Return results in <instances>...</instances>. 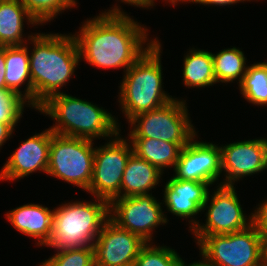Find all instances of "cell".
<instances>
[{
    "mask_svg": "<svg viewBox=\"0 0 267 266\" xmlns=\"http://www.w3.org/2000/svg\"><path fill=\"white\" fill-rule=\"evenodd\" d=\"M117 5H112L92 19L87 18L73 35L80 60L98 69L122 68L125 73L156 39L150 40L147 27Z\"/></svg>",
    "mask_w": 267,
    "mask_h": 266,
    "instance_id": "6da1fadb",
    "label": "cell"
},
{
    "mask_svg": "<svg viewBox=\"0 0 267 266\" xmlns=\"http://www.w3.org/2000/svg\"><path fill=\"white\" fill-rule=\"evenodd\" d=\"M30 75L33 87V109L51 96L61 93L77 69L80 53L73 34L36 33L28 44ZM30 50H32L30 52Z\"/></svg>",
    "mask_w": 267,
    "mask_h": 266,
    "instance_id": "7a4b0ae2",
    "label": "cell"
},
{
    "mask_svg": "<svg viewBox=\"0 0 267 266\" xmlns=\"http://www.w3.org/2000/svg\"><path fill=\"white\" fill-rule=\"evenodd\" d=\"M52 118L53 133L96 140H109L121 131L118 118L90 101H85L64 92L51 96L38 109Z\"/></svg>",
    "mask_w": 267,
    "mask_h": 266,
    "instance_id": "3957f363",
    "label": "cell"
},
{
    "mask_svg": "<svg viewBox=\"0 0 267 266\" xmlns=\"http://www.w3.org/2000/svg\"><path fill=\"white\" fill-rule=\"evenodd\" d=\"M157 38L124 73L119 84L118 102L127 122L137 114L160 108L176 98L163 89V50Z\"/></svg>",
    "mask_w": 267,
    "mask_h": 266,
    "instance_id": "277c9868",
    "label": "cell"
},
{
    "mask_svg": "<svg viewBox=\"0 0 267 266\" xmlns=\"http://www.w3.org/2000/svg\"><path fill=\"white\" fill-rule=\"evenodd\" d=\"M93 199V202H64L53 208L52 233L45 246L56 251L93 247L103 225L110 218L109 202L102 198Z\"/></svg>",
    "mask_w": 267,
    "mask_h": 266,
    "instance_id": "5b68a950",
    "label": "cell"
},
{
    "mask_svg": "<svg viewBox=\"0 0 267 266\" xmlns=\"http://www.w3.org/2000/svg\"><path fill=\"white\" fill-rule=\"evenodd\" d=\"M194 238L208 266H267L266 242L253 224L233 233Z\"/></svg>",
    "mask_w": 267,
    "mask_h": 266,
    "instance_id": "8992f818",
    "label": "cell"
},
{
    "mask_svg": "<svg viewBox=\"0 0 267 266\" xmlns=\"http://www.w3.org/2000/svg\"><path fill=\"white\" fill-rule=\"evenodd\" d=\"M187 102L174 98L166 105L142 112L128 123L130 132L127 138H151L171 143H189L198 133L188 113Z\"/></svg>",
    "mask_w": 267,
    "mask_h": 266,
    "instance_id": "52a82bcc",
    "label": "cell"
},
{
    "mask_svg": "<svg viewBox=\"0 0 267 266\" xmlns=\"http://www.w3.org/2000/svg\"><path fill=\"white\" fill-rule=\"evenodd\" d=\"M94 144L92 140L51 131L47 174L87 191L94 166Z\"/></svg>",
    "mask_w": 267,
    "mask_h": 266,
    "instance_id": "ba28073f",
    "label": "cell"
},
{
    "mask_svg": "<svg viewBox=\"0 0 267 266\" xmlns=\"http://www.w3.org/2000/svg\"><path fill=\"white\" fill-rule=\"evenodd\" d=\"M120 133L121 131L104 145L95 146L92 178L86 191L92 197L105 199L109 203L114 198L121 197L123 173L127 160L133 153L130 140Z\"/></svg>",
    "mask_w": 267,
    "mask_h": 266,
    "instance_id": "9c48e42d",
    "label": "cell"
},
{
    "mask_svg": "<svg viewBox=\"0 0 267 266\" xmlns=\"http://www.w3.org/2000/svg\"><path fill=\"white\" fill-rule=\"evenodd\" d=\"M216 188L212 195L209 191L202 209V212L206 210L205 224L199 222L192 231L193 236L233 233L252 224V214L246 216L244 213L236 188L232 185L221 184H218Z\"/></svg>",
    "mask_w": 267,
    "mask_h": 266,
    "instance_id": "30bf717a",
    "label": "cell"
},
{
    "mask_svg": "<svg viewBox=\"0 0 267 266\" xmlns=\"http://www.w3.org/2000/svg\"><path fill=\"white\" fill-rule=\"evenodd\" d=\"M162 205L152 193L114 198L109 203V216L120 228L140 236L147 243L153 242L155 228L169 221Z\"/></svg>",
    "mask_w": 267,
    "mask_h": 266,
    "instance_id": "8fae6325",
    "label": "cell"
},
{
    "mask_svg": "<svg viewBox=\"0 0 267 266\" xmlns=\"http://www.w3.org/2000/svg\"><path fill=\"white\" fill-rule=\"evenodd\" d=\"M221 185H232L242 178L267 170V138L260 137L221 145ZM226 172V173H225Z\"/></svg>",
    "mask_w": 267,
    "mask_h": 266,
    "instance_id": "7c38bea8",
    "label": "cell"
},
{
    "mask_svg": "<svg viewBox=\"0 0 267 266\" xmlns=\"http://www.w3.org/2000/svg\"><path fill=\"white\" fill-rule=\"evenodd\" d=\"M196 134L185 145L174 168L173 177L209 183L218 182L221 171V148L213 142L197 141ZM196 137V138H195Z\"/></svg>",
    "mask_w": 267,
    "mask_h": 266,
    "instance_id": "4fadbf2b",
    "label": "cell"
},
{
    "mask_svg": "<svg viewBox=\"0 0 267 266\" xmlns=\"http://www.w3.org/2000/svg\"><path fill=\"white\" fill-rule=\"evenodd\" d=\"M146 243L109 218L93 243L94 263L99 266H133Z\"/></svg>",
    "mask_w": 267,
    "mask_h": 266,
    "instance_id": "5bb4252c",
    "label": "cell"
},
{
    "mask_svg": "<svg viewBox=\"0 0 267 266\" xmlns=\"http://www.w3.org/2000/svg\"><path fill=\"white\" fill-rule=\"evenodd\" d=\"M50 143V128L21 141L1 168L0 181H18L37 171L47 174Z\"/></svg>",
    "mask_w": 267,
    "mask_h": 266,
    "instance_id": "9a60e30c",
    "label": "cell"
},
{
    "mask_svg": "<svg viewBox=\"0 0 267 266\" xmlns=\"http://www.w3.org/2000/svg\"><path fill=\"white\" fill-rule=\"evenodd\" d=\"M210 187L209 183L171 177L164 186L163 205L178 218L189 219V230L192 232L200 222L196 216L202 212Z\"/></svg>",
    "mask_w": 267,
    "mask_h": 266,
    "instance_id": "2e32d148",
    "label": "cell"
},
{
    "mask_svg": "<svg viewBox=\"0 0 267 266\" xmlns=\"http://www.w3.org/2000/svg\"><path fill=\"white\" fill-rule=\"evenodd\" d=\"M54 210L35 203L9 210L5 216L19 233L36 239V245L45 246L51 237Z\"/></svg>",
    "mask_w": 267,
    "mask_h": 266,
    "instance_id": "e0dca14e",
    "label": "cell"
},
{
    "mask_svg": "<svg viewBox=\"0 0 267 266\" xmlns=\"http://www.w3.org/2000/svg\"><path fill=\"white\" fill-rule=\"evenodd\" d=\"M23 22H27L28 26L32 25L30 27L40 25L19 0H0V46H20L28 43L36 33L28 36L23 34Z\"/></svg>",
    "mask_w": 267,
    "mask_h": 266,
    "instance_id": "ac0fdd59",
    "label": "cell"
},
{
    "mask_svg": "<svg viewBox=\"0 0 267 266\" xmlns=\"http://www.w3.org/2000/svg\"><path fill=\"white\" fill-rule=\"evenodd\" d=\"M5 66L6 88L23 99L33 109V87L28 44L5 46ZM22 85H25L23 91L21 90Z\"/></svg>",
    "mask_w": 267,
    "mask_h": 266,
    "instance_id": "d6986e66",
    "label": "cell"
},
{
    "mask_svg": "<svg viewBox=\"0 0 267 266\" xmlns=\"http://www.w3.org/2000/svg\"><path fill=\"white\" fill-rule=\"evenodd\" d=\"M163 173L134 152L127 160L121 183V197L151 194ZM151 191V192H150Z\"/></svg>",
    "mask_w": 267,
    "mask_h": 266,
    "instance_id": "ffe728a7",
    "label": "cell"
},
{
    "mask_svg": "<svg viewBox=\"0 0 267 266\" xmlns=\"http://www.w3.org/2000/svg\"><path fill=\"white\" fill-rule=\"evenodd\" d=\"M133 152L164 173L166 168H175L182 148L188 143H171L151 138H128Z\"/></svg>",
    "mask_w": 267,
    "mask_h": 266,
    "instance_id": "44dd1931",
    "label": "cell"
},
{
    "mask_svg": "<svg viewBox=\"0 0 267 266\" xmlns=\"http://www.w3.org/2000/svg\"><path fill=\"white\" fill-rule=\"evenodd\" d=\"M183 58L182 83L188 88H206L216 84L212 52L188 49Z\"/></svg>",
    "mask_w": 267,
    "mask_h": 266,
    "instance_id": "7402d4cb",
    "label": "cell"
},
{
    "mask_svg": "<svg viewBox=\"0 0 267 266\" xmlns=\"http://www.w3.org/2000/svg\"><path fill=\"white\" fill-rule=\"evenodd\" d=\"M214 75L216 83H235L240 84L248 65L244 52L237 48L222 49L218 53H212Z\"/></svg>",
    "mask_w": 267,
    "mask_h": 266,
    "instance_id": "603a6c76",
    "label": "cell"
},
{
    "mask_svg": "<svg viewBox=\"0 0 267 266\" xmlns=\"http://www.w3.org/2000/svg\"><path fill=\"white\" fill-rule=\"evenodd\" d=\"M238 87L247 102L267 106V62L249 65Z\"/></svg>",
    "mask_w": 267,
    "mask_h": 266,
    "instance_id": "cb8c5ba5",
    "label": "cell"
},
{
    "mask_svg": "<svg viewBox=\"0 0 267 266\" xmlns=\"http://www.w3.org/2000/svg\"><path fill=\"white\" fill-rule=\"evenodd\" d=\"M146 243L139 252L133 266H182L184 260L168 246Z\"/></svg>",
    "mask_w": 267,
    "mask_h": 266,
    "instance_id": "d4e9b609",
    "label": "cell"
},
{
    "mask_svg": "<svg viewBox=\"0 0 267 266\" xmlns=\"http://www.w3.org/2000/svg\"><path fill=\"white\" fill-rule=\"evenodd\" d=\"M30 14L44 25L58 17L66 10L76 7L77 0H19Z\"/></svg>",
    "mask_w": 267,
    "mask_h": 266,
    "instance_id": "484cf974",
    "label": "cell"
},
{
    "mask_svg": "<svg viewBox=\"0 0 267 266\" xmlns=\"http://www.w3.org/2000/svg\"><path fill=\"white\" fill-rule=\"evenodd\" d=\"M56 254L45 259L39 266H94L93 247H79L63 251H55Z\"/></svg>",
    "mask_w": 267,
    "mask_h": 266,
    "instance_id": "4316f807",
    "label": "cell"
},
{
    "mask_svg": "<svg viewBox=\"0 0 267 266\" xmlns=\"http://www.w3.org/2000/svg\"><path fill=\"white\" fill-rule=\"evenodd\" d=\"M29 105L9 89L0 90V122L18 123Z\"/></svg>",
    "mask_w": 267,
    "mask_h": 266,
    "instance_id": "83f0119b",
    "label": "cell"
},
{
    "mask_svg": "<svg viewBox=\"0 0 267 266\" xmlns=\"http://www.w3.org/2000/svg\"><path fill=\"white\" fill-rule=\"evenodd\" d=\"M264 201V202H263ZM252 211V224L257 228V231L262 235V238L267 242V199Z\"/></svg>",
    "mask_w": 267,
    "mask_h": 266,
    "instance_id": "f1b7e54d",
    "label": "cell"
},
{
    "mask_svg": "<svg viewBox=\"0 0 267 266\" xmlns=\"http://www.w3.org/2000/svg\"><path fill=\"white\" fill-rule=\"evenodd\" d=\"M245 1H251V0H185L184 2H185V4L186 3H195V4H202V5H204V6H208L209 7V5L210 6H231L232 4L234 5V4H237V3H242V2H245ZM253 1V0H252ZM255 1V0H254ZM256 1H258V0H256Z\"/></svg>",
    "mask_w": 267,
    "mask_h": 266,
    "instance_id": "f546056e",
    "label": "cell"
},
{
    "mask_svg": "<svg viewBox=\"0 0 267 266\" xmlns=\"http://www.w3.org/2000/svg\"><path fill=\"white\" fill-rule=\"evenodd\" d=\"M18 123H3L0 122V148L12 137L15 127Z\"/></svg>",
    "mask_w": 267,
    "mask_h": 266,
    "instance_id": "4dcf8cb0",
    "label": "cell"
},
{
    "mask_svg": "<svg viewBox=\"0 0 267 266\" xmlns=\"http://www.w3.org/2000/svg\"><path fill=\"white\" fill-rule=\"evenodd\" d=\"M5 73H6V66H5V46H0V90H5L6 83H5Z\"/></svg>",
    "mask_w": 267,
    "mask_h": 266,
    "instance_id": "1f68e13d",
    "label": "cell"
},
{
    "mask_svg": "<svg viewBox=\"0 0 267 266\" xmlns=\"http://www.w3.org/2000/svg\"><path fill=\"white\" fill-rule=\"evenodd\" d=\"M118 2L124 3V4H128L131 6H135L138 8H143V9H150L151 7L153 8L154 5L156 4L155 0H117Z\"/></svg>",
    "mask_w": 267,
    "mask_h": 266,
    "instance_id": "d6a6232c",
    "label": "cell"
},
{
    "mask_svg": "<svg viewBox=\"0 0 267 266\" xmlns=\"http://www.w3.org/2000/svg\"><path fill=\"white\" fill-rule=\"evenodd\" d=\"M187 262H183L182 266H208L202 260L194 261L192 263L186 264Z\"/></svg>",
    "mask_w": 267,
    "mask_h": 266,
    "instance_id": "836d02e7",
    "label": "cell"
},
{
    "mask_svg": "<svg viewBox=\"0 0 267 266\" xmlns=\"http://www.w3.org/2000/svg\"><path fill=\"white\" fill-rule=\"evenodd\" d=\"M163 1H165V3H168V4H171L172 6H175V5H177V3L179 4H181V3H184V1L185 0H163ZM167 1V2H166Z\"/></svg>",
    "mask_w": 267,
    "mask_h": 266,
    "instance_id": "e575fe53",
    "label": "cell"
}]
</instances>
